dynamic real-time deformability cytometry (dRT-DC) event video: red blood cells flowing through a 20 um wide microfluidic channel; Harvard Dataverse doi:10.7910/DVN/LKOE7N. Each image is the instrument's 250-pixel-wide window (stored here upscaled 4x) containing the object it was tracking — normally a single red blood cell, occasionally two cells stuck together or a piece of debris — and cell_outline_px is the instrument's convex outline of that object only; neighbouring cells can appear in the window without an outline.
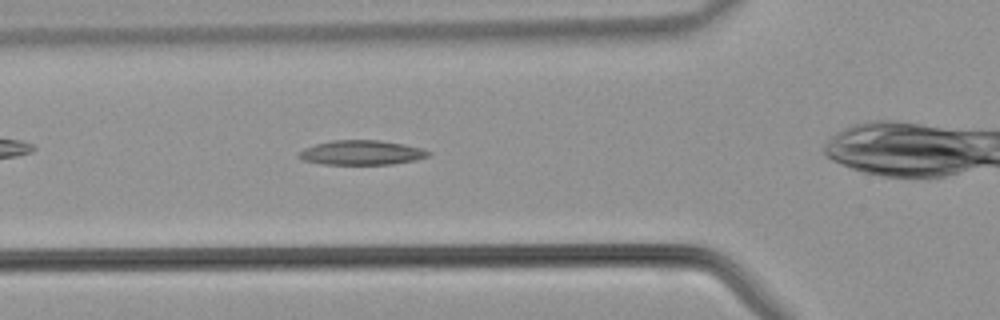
{"species": "common noctule bat (a hibernating species)", "species_latin": "Nyctalus noctula", "temperature_condition": "warm", "stored_images_in_passage": 24, "camera_frame_rate_fps": 3000, "um_per_image_px": 0.085, "animal": {"sex": "male", "body_mass_g": 21.5, "forearm_length_mm": 52.0}, "frame": {"image": 1, "passage_image": 5, "time_ms": 1.333, "image_size_px": [1000, 320], "cell_outline_px": [[432, 152], [428, 156], [416, 160], [392, 164], [324, 164], [304, 160], [296, 156], [304, 148], [316, 144], [332, 140], [380, 140], [404, 144], [424, 148]], "centroid_in_image_um": [30.77, 12.97], "position_along_channel_um": 95.0, "area_um2": 18.55}}
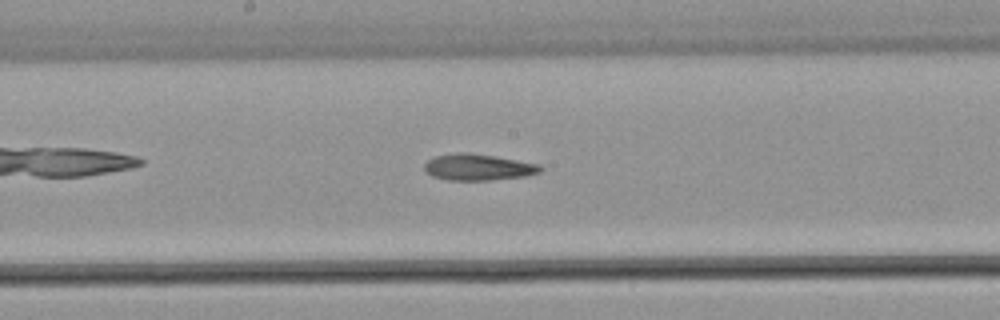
{"frame": {"image": 2, "passage_image": 12, "time_ms": 3.667, "image_size_px": [1000, 320], "cell_outline_px": [[544, 168], [540, 172], [524, 176], [492, 180], [448, 180], [432, 176], [424, 168], [424, 164], [428, 160], [436, 156], [456, 152], [468, 152], [496, 156], [540, 164]], "centroid_in_image_um": [40.66, 14.2], "position_along_channel_um": 207.5, "area_um2": 17.86}}
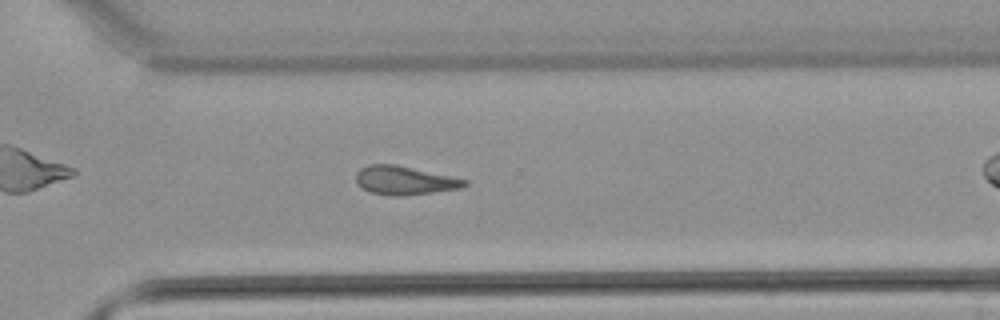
{"frame": {"image": 3, "passage_image": 20, "time_ms": 6.333, "image_size_px": [1000, 320], "cell_outline_px": [[468, 184], [460, 188], [404, 196], [388, 196], [368, 192], [356, 180], [356, 172], [360, 168], [368, 164], [396, 164], [468, 180]], "centroid_in_image_um": [34.36, 15.33], "position_along_channel_um": 336.2, "area_um2": 18.09}}